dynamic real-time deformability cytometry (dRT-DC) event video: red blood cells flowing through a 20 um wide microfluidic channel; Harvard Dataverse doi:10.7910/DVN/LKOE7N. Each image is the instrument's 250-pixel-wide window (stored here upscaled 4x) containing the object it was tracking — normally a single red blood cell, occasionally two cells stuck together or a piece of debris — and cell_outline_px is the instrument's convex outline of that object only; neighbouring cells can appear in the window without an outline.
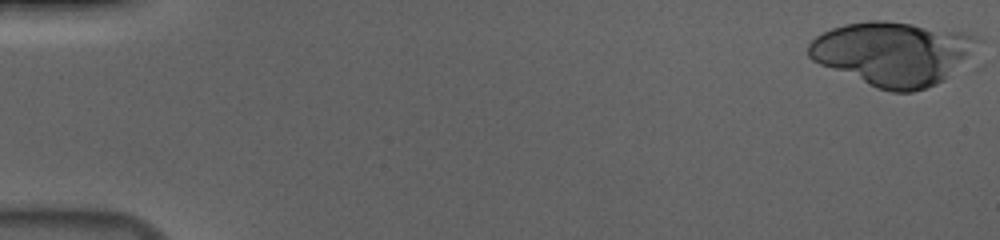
{"species": "human", "species_latin": "Homo sapiens", "temperature_condition": "cold", "stored_images_in_passage": 43, "segment_of_instrument_passage": [1, 2], "camera_frame_rate_fps": 3000, "um_per_image_px": 0.085, "donor": {"sex": "male"}, "frame": {"image": 1, "passage_image": 1, "time_ms": 0.0, "image_size_px": [1000, 240], "cell_outline_px": [[984, 40], [944, 80], [936, 84], [912, 92], [892, 92], [876, 88], [820, 64], [812, 60], [808, 56], [808, 44], [816, 36], [832, 28], [844, 24], [868, 20], [884, 20], [912, 24], [964, 32], [980, 36]], "centroid_in_image_um": [75.89, 4.53], "position_along_channel_um": 9.1, "area_um2": 62.66}}